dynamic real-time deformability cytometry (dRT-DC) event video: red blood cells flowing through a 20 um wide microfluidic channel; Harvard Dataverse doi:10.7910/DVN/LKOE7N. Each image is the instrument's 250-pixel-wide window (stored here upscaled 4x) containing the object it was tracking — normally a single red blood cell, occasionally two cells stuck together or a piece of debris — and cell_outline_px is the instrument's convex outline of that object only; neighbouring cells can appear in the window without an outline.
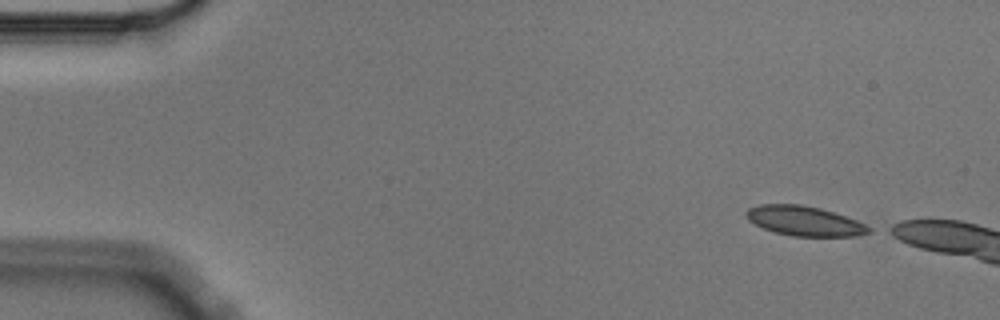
{"species": "Egyptian fruit bat (a non-hibernating species)", "species_latin": "Rousettus aegyptiacus", "temperature_condition": "cold", "stored_images_in_passage": 3, "camera_frame_rate_fps": 3000, "um_per_image_px": 0.085, "animal": {"sex": "male"}, "frame": {"image": 1, "passage_image": 1, "time_ms": 0.0, "image_size_px": [1000, 320], "cell_outline_px": [[872, 232], [852, 236], [792, 236], [776, 232], [764, 228], [748, 220], [744, 216], [744, 212], [748, 208], [760, 204], [800, 204], [820, 208], [856, 220], [872, 228]], "centroid_in_image_um": [68.34, 18.77], "position_along_channel_um": 16.7, "area_um2": 21.1}}